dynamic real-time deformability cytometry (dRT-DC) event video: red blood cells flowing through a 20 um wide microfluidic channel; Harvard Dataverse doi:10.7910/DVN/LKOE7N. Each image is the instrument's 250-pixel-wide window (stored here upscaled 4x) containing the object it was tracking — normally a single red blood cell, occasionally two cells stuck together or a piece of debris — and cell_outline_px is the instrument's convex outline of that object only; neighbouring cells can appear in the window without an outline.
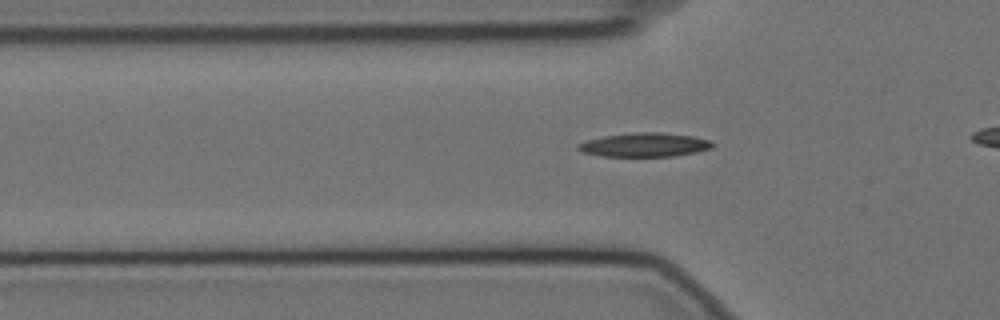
{"species": "Egyptian fruit bat (a non-hibernating species)", "species_latin": "Rousettus aegyptiacus", "temperature_condition": "cold", "stored_images_in_passage": 40, "camera_frame_rate_fps": 3000, "um_per_image_px": 0.085, "animal": {"sex": "female"}, "frame": {"image": 1, "passage_image": 12, "time_ms": 3.667, "image_size_px": [1000, 320], "cell_outline_px": [[716, 144], [712, 148], [696, 152], [672, 156], [600, 156], [580, 152], [576, 148], [576, 144], [588, 140], [604, 136], [636, 132], [660, 132], [692, 136], [708, 140]], "centroid_in_image_um": [54.76, 12.31], "position_along_channel_um": 71.0, "area_um2": 18.73}}
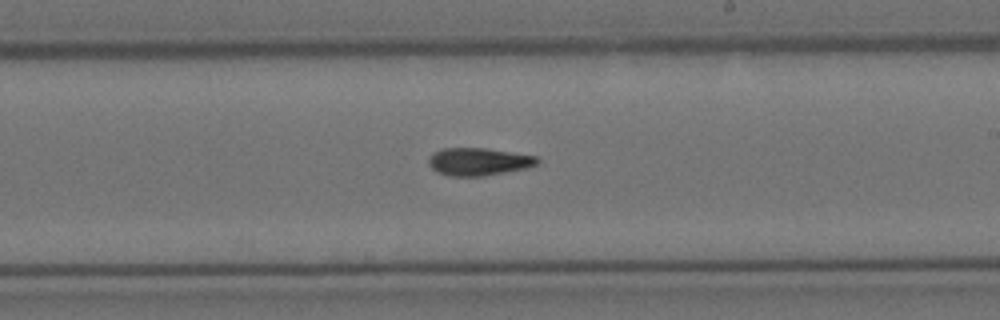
{"frame": {"image": 2, "passage_image": 27, "time_ms": 8.667, "image_size_px": [1000, 320], "cell_outline_px": [[540, 160], [536, 164], [524, 168], [484, 176], [448, 176], [436, 172], [428, 164], [428, 156], [444, 148], [484, 148], [536, 156]], "centroid_in_image_um": [40.62, 13.74], "position_along_channel_um": 248.4, "area_um2": 17.34}}
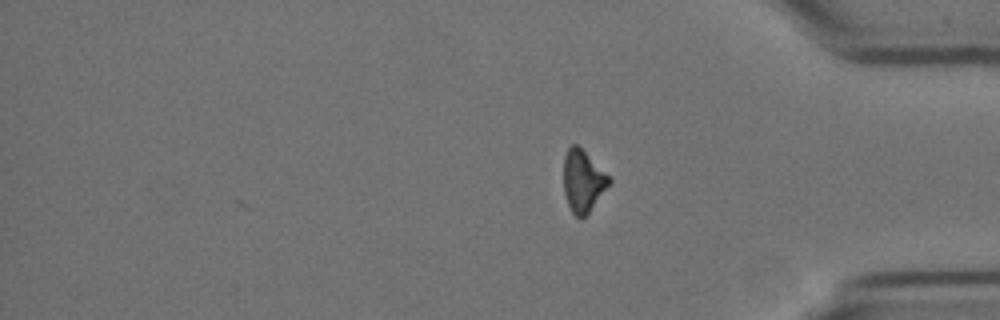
{"frame": {"image": 3, "passage_image": 40, "time_ms": 13.0, "image_size_px": [1000, 320], "cell_outline_px": [[612, 180], [588, 212], [580, 220], [572, 212], [568, 204], [564, 192], [564, 156], [568, 148], [572, 144], [576, 144]], "centroid_in_image_um": [49.51, 15.4], "position_along_channel_um": 385.7, "area_um2": 15.78}, "authors_computed_cell_mechanics": {"area_um2": 17.4267, "velocity_mm_per_s": 3.531, "shape_relaxation_time_tau1_ms": null, "shape_relaxation_time_tau2_ms": 7.3657, "deformation_change_tau1": null, "deformation_change_tau2": 0.1457}}